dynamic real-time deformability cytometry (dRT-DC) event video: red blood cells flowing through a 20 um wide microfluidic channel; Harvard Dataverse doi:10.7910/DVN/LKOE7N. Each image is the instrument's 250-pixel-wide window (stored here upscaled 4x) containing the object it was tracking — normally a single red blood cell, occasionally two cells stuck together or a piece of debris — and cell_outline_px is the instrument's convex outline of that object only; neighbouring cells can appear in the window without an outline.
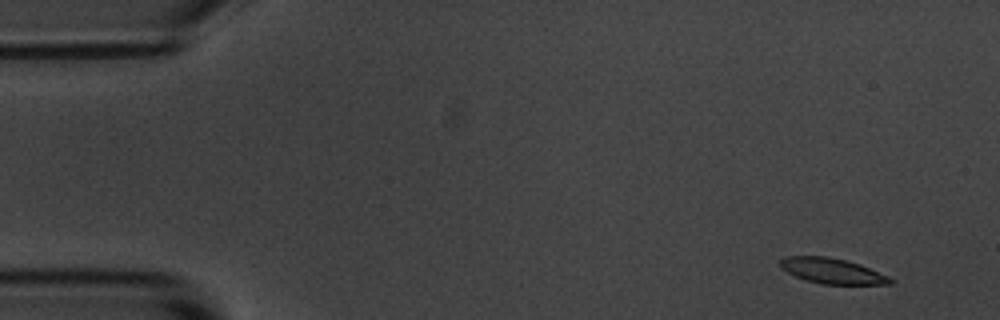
{"species": "common noctule bat (a hibernating species)", "species_latin": "Nyctalus noctula", "temperature_condition": "room temperature", "stored_images_in_passage": 7, "camera_frame_rate_fps": 3000, "um_per_image_px": 0.085, "animal": {"sex": "male", "body_mass_g": 20.1, "forearm_length_mm": 53.5}, "frame": {"image": 1, "passage_image": 1, "time_ms": 0.0, "image_size_px": [1000, 320], "cell_outline_px": [[896, 280], [892, 284], [820, 284], [796, 276], [780, 268], [780, 260], [784, 256], [828, 256], [860, 264], [888, 276]], "centroid_in_image_um": [70.74, 23.02], "position_along_channel_um": 14.3, "area_um2": 16.24}}